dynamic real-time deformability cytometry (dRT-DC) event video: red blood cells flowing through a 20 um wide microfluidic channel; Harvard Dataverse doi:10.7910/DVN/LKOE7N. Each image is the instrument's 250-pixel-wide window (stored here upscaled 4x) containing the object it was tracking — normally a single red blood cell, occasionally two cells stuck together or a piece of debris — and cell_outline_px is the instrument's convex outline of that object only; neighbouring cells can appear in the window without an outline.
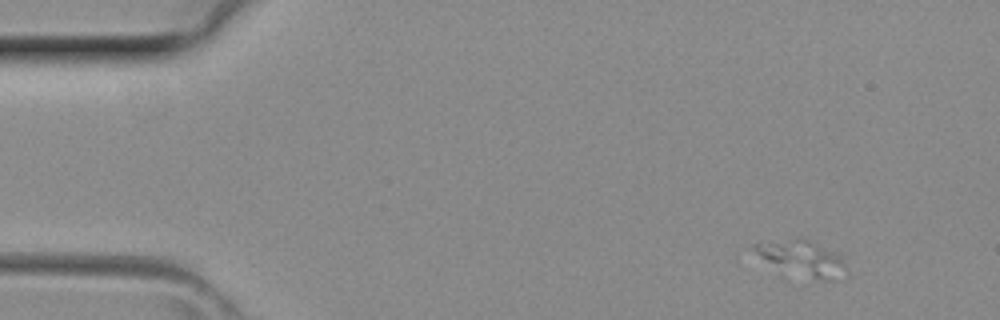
{"species": "common noctule bat (a hibernating species)", "species_latin": "Nyctalus noctula", "temperature_condition": "room temperature", "stored_images_in_passage": 2, "camera_frame_rate_fps": 3000, "um_per_image_px": 0.085, "animal": {"sex": "female", "body_mass_g": 29.2, "forearm_length_mm": 56.3}, "frame": {"image": 1, "passage_image": 2, "time_ms": 0.333, "image_size_px": [1000, 320], "cell_outline_px": [[844, 264], [832, 280], [824, 280], [812, 276], [768, 260], [760, 256], [752, 248], [752, 244], [796, 240], [808, 240], [840, 252]], "centroid_in_image_um": [68.25, 21.87], "position_along_channel_um": 16.7, "area_um2": 16.47}}